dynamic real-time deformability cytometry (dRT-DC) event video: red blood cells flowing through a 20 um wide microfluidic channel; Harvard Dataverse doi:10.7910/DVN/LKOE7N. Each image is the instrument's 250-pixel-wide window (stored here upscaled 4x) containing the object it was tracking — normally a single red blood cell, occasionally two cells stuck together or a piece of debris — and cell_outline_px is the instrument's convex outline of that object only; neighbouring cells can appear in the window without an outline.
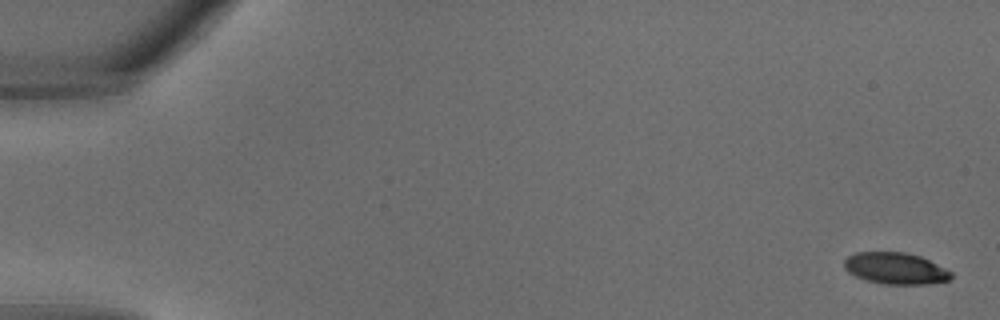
{"species": "common noctule bat (a hibernating species)", "species_latin": "Nyctalus noctula", "temperature_condition": "warm", "stored_images_in_passage": 9, "camera_frame_rate_fps": 3000, "um_per_image_px": 0.085, "animal": {"sex": "male", "body_mass_g": 18.8}, "frame": {"image": 1, "passage_image": 1, "time_ms": 0.0, "image_size_px": [1000, 320], "cell_outline_px": [[952, 276], [948, 280], [928, 284], [884, 284], [868, 280], [856, 276], [848, 272], [844, 268], [844, 260], [848, 256], [856, 252], [908, 252], [920, 256], [952, 272]], "centroid_in_image_um": [76.1, 22.8], "position_along_channel_um": 8.9, "area_um2": 19.54}}